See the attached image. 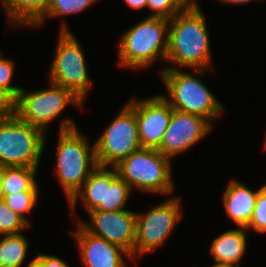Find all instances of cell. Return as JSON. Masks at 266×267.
I'll return each mask as SVG.
<instances>
[{"mask_svg": "<svg viewBox=\"0 0 266 267\" xmlns=\"http://www.w3.org/2000/svg\"><path fill=\"white\" fill-rule=\"evenodd\" d=\"M7 166H4L3 164H0V201L3 200L4 192H3V178L5 174Z\"/></svg>", "mask_w": 266, "mask_h": 267, "instance_id": "1f68e13d", "label": "cell"}, {"mask_svg": "<svg viewBox=\"0 0 266 267\" xmlns=\"http://www.w3.org/2000/svg\"><path fill=\"white\" fill-rule=\"evenodd\" d=\"M27 267H69L66 261L60 257L46 254H38L31 261L29 260Z\"/></svg>", "mask_w": 266, "mask_h": 267, "instance_id": "83f0119b", "label": "cell"}, {"mask_svg": "<svg viewBox=\"0 0 266 267\" xmlns=\"http://www.w3.org/2000/svg\"><path fill=\"white\" fill-rule=\"evenodd\" d=\"M38 167H6L3 178L4 195L15 194L21 191H38L35 180Z\"/></svg>", "mask_w": 266, "mask_h": 267, "instance_id": "ffe728a7", "label": "cell"}, {"mask_svg": "<svg viewBox=\"0 0 266 267\" xmlns=\"http://www.w3.org/2000/svg\"><path fill=\"white\" fill-rule=\"evenodd\" d=\"M38 198L39 191H21L4 195L3 201L13 212L21 216L30 225L31 223L25 215L36 206Z\"/></svg>", "mask_w": 266, "mask_h": 267, "instance_id": "603a6c76", "label": "cell"}, {"mask_svg": "<svg viewBox=\"0 0 266 267\" xmlns=\"http://www.w3.org/2000/svg\"><path fill=\"white\" fill-rule=\"evenodd\" d=\"M129 103L135 108L141 147L158 150L172 116L170 103L159 94Z\"/></svg>", "mask_w": 266, "mask_h": 267, "instance_id": "4fadbf2b", "label": "cell"}, {"mask_svg": "<svg viewBox=\"0 0 266 267\" xmlns=\"http://www.w3.org/2000/svg\"><path fill=\"white\" fill-rule=\"evenodd\" d=\"M59 31L48 80L71 90L84 102L92 81L88 76L82 47L65 23Z\"/></svg>", "mask_w": 266, "mask_h": 267, "instance_id": "52a82bcc", "label": "cell"}, {"mask_svg": "<svg viewBox=\"0 0 266 267\" xmlns=\"http://www.w3.org/2000/svg\"><path fill=\"white\" fill-rule=\"evenodd\" d=\"M98 0H50V4L46 14L33 26H43L47 17H65L72 14L81 13L89 8Z\"/></svg>", "mask_w": 266, "mask_h": 267, "instance_id": "7402d4cb", "label": "cell"}, {"mask_svg": "<svg viewBox=\"0 0 266 267\" xmlns=\"http://www.w3.org/2000/svg\"><path fill=\"white\" fill-rule=\"evenodd\" d=\"M106 128L94 142L98 166L114 167L131 153L142 148L135 108L129 102Z\"/></svg>", "mask_w": 266, "mask_h": 267, "instance_id": "9c48e42d", "label": "cell"}, {"mask_svg": "<svg viewBox=\"0 0 266 267\" xmlns=\"http://www.w3.org/2000/svg\"><path fill=\"white\" fill-rule=\"evenodd\" d=\"M29 242L22 233L0 235V267H21Z\"/></svg>", "mask_w": 266, "mask_h": 267, "instance_id": "d6986e66", "label": "cell"}, {"mask_svg": "<svg viewBox=\"0 0 266 267\" xmlns=\"http://www.w3.org/2000/svg\"><path fill=\"white\" fill-rule=\"evenodd\" d=\"M76 230H70L79 247L83 267H128L124 260L132 256L119 245L86 232L78 223Z\"/></svg>", "mask_w": 266, "mask_h": 267, "instance_id": "5bb4252c", "label": "cell"}, {"mask_svg": "<svg viewBox=\"0 0 266 267\" xmlns=\"http://www.w3.org/2000/svg\"><path fill=\"white\" fill-rule=\"evenodd\" d=\"M46 134L15 114L0 119V164L7 167H38Z\"/></svg>", "mask_w": 266, "mask_h": 267, "instance_id": "8992f818", "label": "cell"}, {"mask_svg": "<svg viewBox=\"0 0 266 267\" xmlns=\"http://www.w3.org/2000/svg\"><path fill=\"white\" fill-rule=\"evenodd\" d=\"M15 101L2 89H0V119L14 115Z\"/></svg>", "mask_w": 266, "mask_h": 267, "instance_id": "f1b7e54d", "label": "cell"}, {"mask_svg": "<svg viewBox=\"0 0 266 267\" xmlns=\"http://www.w3.org/2000/svg\"><path fill=\"white\" fill-rule=\"evenodd\" d=\"M259 193L247 187L244 183L231 179L223 192V206L229 219L237 227H247L255 208Z\"/></svg>", "mask_w": 266, "mask_h": 267, "instance_id": "9a60e30c", "label": "cell"}, {"mask_svg": "<svg viewBox=\"0 0 266 267\" xmlns=\"http://www.w3.org/2000/svg\"><path fill=\"white\" fill-rule=\"evenodd\" d=\"M181 197L166 199L146 213L136 212L135 262L165 244L182 218Z\"/></svg>", "mask_w": 266, "mask_h": 267, "instance_id": "30bf717a", "label": "cell"}, {"mask_svg": "<svg viewBox=\"0 0 266 267\" xmlns=\"http://www.w3.org/2000/svg\"><path fill=\"white\" fill-rule=\"evenodd\" d=\"M171 166V159L158 150L140 148L114 167L132 190L168 195L174 191Z\"/></svg>", "mask_w": 266, "mask_h": 267, "instance_id": "5b68a950", "label": "cell"}, {"mask_svg": "<svg viewBox=\"0 0 266 267\" xmlns=\"http://www.w3.org/2000/svg\"><path fill=\"white\" fill-rule=\"evenodd\" d=\"M90 223L77 220L88 233L119 245L131 254L135 262L136 213L127 209L121 211H90Z\"/></svg>", "mask_w": 266, "mask_h": 267, "instance_id": "8fae6325", "label": "cell"}, {"mask_svg": "<svg viewBox=\"0 0 266 267\" xmlns=\"http://www.w3.org/2000/svg\"><path fill=\"white\" fill-rule=\"evenodd\" d=\"M131 193V187L118 175L111 184H105L104 211L124 210Z\"/></svg>", "mask_w": 266, "mask_h": 267, "instance_id": "44dd1931", "label": "cell"}, {"mask_svg": "<svg viewBox=\"0 0 266 267\" xmlns=\"http://www.w3.org/2000/svg\"><path fill=\"white\" fill-rule=\"evenodd\" d=\"M29 227L21 216L13 212L3 200L0 201V235L19 234Z\"/></svg>", "mask_w": 266, "mask_h": 267, "instance_id": "cb8c5ba5", "label": "cell"}, {"mask_svg": "<svg viewBox=\"0 0 266 267\" xmlns=\"http://www.w3.org/2000/svg\"><path fill=\"white\" fill-rule=\"evenodd\" d=\"M218 1V0H217ZM220 2H223V3H228V4H246V3H249L253 0H219Z\"/></svg>", "mask_w": 266, "mask_h": 267, "instance_id": "d6a6232c", "label": "cell"}, {"mask_svg": "<svg viewBox=\"0 0 266 267\" xmlns=\"http://www.w3.org/2000/svg\"><path fill=\"white\" fill-rule=\"evenodd\" d=\"M58 131L55 173L69 202L98 165L94 143L89 146L90 141L78 130L75 121L63 119Z\"/></svg>", "mask_w": 266, "mask_h": 267, "instance_id": "7a4b0ae2", "label": "cell"}, {"mask_svg": "<svg viewBox=\"0 0 266 267\" xmlns=\"http://www.w3.org/2000/svg\"><path fill=\"white\" fill-rule=\"evenodd\" d=\"M262 188H263L264 190H266V184L262 185Z\"/></svg>", "mask_w": 266, "mask_h": 267, "instance_id": "e575fe53", "label": "cell"}, {"mask_svg": "<svg viewBox=\"0 0 266 267\" xmlns=\"http://www.w3.org/2000/svg\"><path fill=\"white\" fill-rule=\"evenodd\" d=\"M205 19L201 9L181 10L169 19L165 62L170 66L164 69H180L182 66L207 71L212 68L211 46Z\"/></svg>", "mask_w": 266, "mask_h": 267, "instance_id": "6da1fadb", "label": "cell"}, {"mask_svg": "<svg viewBox=\"0 0 266 267\" xmlns=\"http://www.w3.org/2000/svg\"><path fill=\"white\" fill-rule=\"evenodd\" d=\"M210 267H236V266L228 265V264H218V263H215L214 265H211Z\"/></svg>", "mask_w": 266, "mask_h": 267, "instance_id": "836d02e7", "label": "cell"}, {"mask_svg": "<svg viewBox=\"0 0 266 267\" xmlns=\"http://www.w3.org/2000/svg\"><path fill=\"white\" fill-rule=\"evenodd\" d=\"M247 231L245 227H237L214 238L210 247L214 263L240 267L238 263L246 251Z\"/></svg>", "mask_w": 266, "mask_h": 267, "instance_id": "e0dca14e", "label": "cell"}, {"mask_svg": "<svg viewBox=\"0 0 266 267\" xmlns=\"http://www.w3.org/2000/svg\"><path fill=\"white\" fill-rule=\"evenodd\" d=\"M175 2L182 10L200 9L197 0H175Z\"/></svg>", "mask_w": 266, "mask_h": 267, "instance_id": "f546056e", "label": "cell"}, {"mask_svg": "<svg viewBox=\"0 0 266 267\" xmlns=\"http://www.w3.org/2000/svg\"><path fill=\"white\" fill-rule=\"evenodd\" d=\"M256 232L266 233V190L259 188V193L256 199L253 217L246 227Z\"/></svg>", "mask_w": 266, "mask_h": 267, "instance_id": "484cf974", "label": "cell"}, {"mask_svg": "<svg viewBox=\"0 0 266 267\" xmlns=\"http://www.w3.org/2000/svg\"><path fill=\"white\" fill-rule=\"evenodd\" d=\"M10 25L33 27L47 12L50 0H1Z\"/></svg>", "mask_w": 266, "mask_h": 267, "instance_id": "ac0fdd59", "label": "cell"}, {"mask_svg": "<svg viewBox=\"0 0 266 267\" xmlns=\"http://www.w3.org/2000/svg\"><path fill=\"white\" fill-rule=\"evenodd\" d=\"M212 124L202 116L173 109L158 149L169 159L182 154L211 132Z\"/></svg>", "mask_w": 266, "mask_h": 267, "instance_id": "7c38bea8", "label": "cell"}, {"mask_svg": "<svg viewBox=\"0 0 266 267\" xmlns=\"http://www.w3.org/2000/svg\"><path fill=\"white\" fill-rule=\"evenodd\" d=\"M168 29L169 19L147 16L125 31L118 44L119 66L137 70L165 61Z\"/></svg>", "mask_w": 266, "mask_h": 267, "instance_id": "3957f363", "label": "cell"}, {"mask_svg": "<svg viewBox=\"0 0 266 267\" xmlns=\"http://www.w3.org/2000/svg\"><path fill=\"white\" fill-rule=\"evenodd\" d=\"M206 69H197V76L182 69H162L160 77L167 96L163 97L175 110L202 116L211 124L224 111L223 104L202 82Z\"/></svg>", "mask_w": 266, "mask_h": 267, "instance_id": "277c9868", "label": "cell"}, {"mask_svg": "<svg viewBox=\"0 0 266 267\" xmlns=\"http://www.w3.org/2000/svg\"><path fill=\"white\" fill-rule=\"evenodd\" d=\"M15 62L1 55L0 52V89L5 91L14 101L20 93L22 87L11 85L15 74Z\"/></svg>", "mask_w": 266, "mask_h": 267, "instance_id": "d4e9b609", "label": "cell"}, {"mask_svg": "<svg viewBox=\"0 0 266 267\" xmlns=\"http://www.w3.org/2000/svg\"><path fill=\"white\" fill-rule=\"evenodd\" d=\"M147 8L152 11L149 16L172 19L182 9L175 0H147Z\"/></svg>", "mask_w": 266, "mask_h": 267, "instance_id": "4316f807", "label": "cell"}, {"mask_svg": "<svg viewBox=\"0 0 266 267\" xmlns=\"http://www.w3.org/2000/svg\"><path fill=\"white\" fill-rule=\"evenodd\" d=\"M108 168V166H97L88 176L82 188L69 201L72 216L76 215L73 212L79 199L87 212L104 211L105 184H111L118 176L115 167H111L112 170Z\"/></svg>", "mask_w": 266, "mask_h": 267, "instance_id": "2e32d148", "label": "cell"}, {"mask_svg": "<svg viewBox=\"0 0 266 267\" xmlns=\"http://www.w3.org/2000/svg\"><path fill=\"white\" fill-rule=\"evenodd\" d=\"M51 87L27 92L21 89L14 103V114L22 121L42 130L62 114L68 104L83 107L84 102L71 90L49 82Z\"/></svg>", "mask_w": 266, "mask_h": 267, "instance_id": "ba28073f", "label": "cell"}, {"mask_svg": "<svg viewBox=\"0 0 266 267\" xmlns=\"http://www.w3.org/2000/svg\"><path fill=\"white\" fill-rule=\"evenodd\" d=\"M132 10H141L147 7V0H124Z\"/></svg>", "mask_w": 266, "mask_h": 267, "instance_id": "4dcf8cb0", "label": "cell"}]
</instances>
